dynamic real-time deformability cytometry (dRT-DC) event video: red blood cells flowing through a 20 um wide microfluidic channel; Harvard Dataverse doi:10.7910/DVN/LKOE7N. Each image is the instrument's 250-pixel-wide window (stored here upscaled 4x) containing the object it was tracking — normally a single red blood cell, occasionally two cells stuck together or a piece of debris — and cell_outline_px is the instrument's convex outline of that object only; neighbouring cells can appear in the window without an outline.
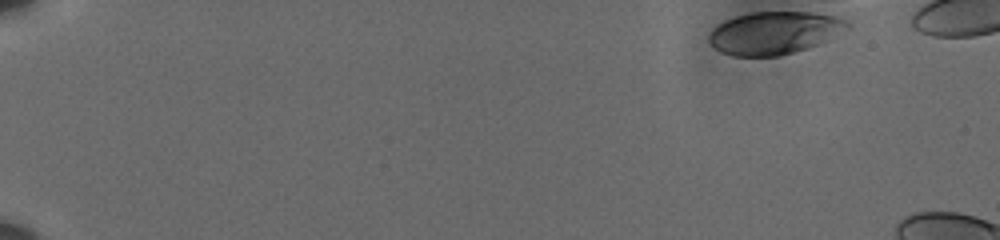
{"species": "human", "species_latin": "Homo sapiens", "temperature_condition": "cold", "stored_images_in_passage": 1, "camera_frame_rate_fps": 3000, "um_per_image_px": 0.085, "donor": {"sex": "male"}, "frame": {"image": 1, "passage_image": 1, "time_ms": 0.0, "image_size_px": [1000, 240], "cell_outline_px": [[848, 28], [808, 48], [780, 56], [732, 56], [720, 52], [708, 40], [708, 32], [716, 24], [724, 20], [736, 16], [752, 12], [808, 12], [832, 16], [844, 20], [848, 24]], "centroid_in_image_um": [65.71, 2.8], "position_along_channel_um": 19.3, "area_um2": 34.04}}